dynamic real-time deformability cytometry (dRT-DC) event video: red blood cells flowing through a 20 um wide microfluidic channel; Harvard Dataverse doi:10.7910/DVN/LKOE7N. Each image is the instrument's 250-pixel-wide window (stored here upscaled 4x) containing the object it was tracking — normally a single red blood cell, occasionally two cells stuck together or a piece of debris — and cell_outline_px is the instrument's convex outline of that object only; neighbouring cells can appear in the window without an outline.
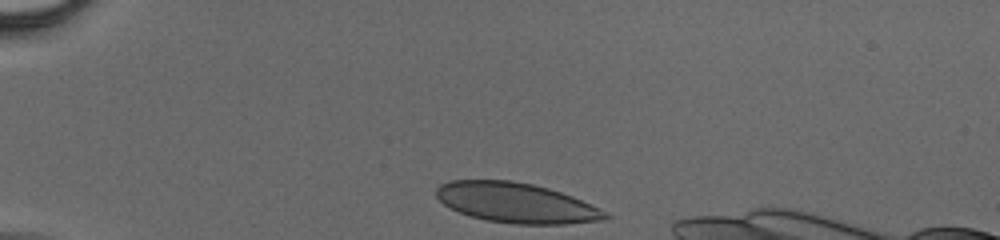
{"species": "human", "species_latin": "Homo sapiens", "temperature_condition": "cold", "stored_images_in_passage": 35, "camera_frame_rate_fps": 3000, "um_per_image_px": 0.085, "donor": {"sex": "male"}, "frame": {"image": 1, "passage_image": 1, "time_ms": 0.0, "image_size_px": [1000, 240], "cell_outline_px": [[612, 216], [600, 220], [564, 224], [516, 224], [488, 220], [472, 216], [460, 212], [444, 204], [436, 196], [436, 188], [440, 184], [452, 180], [512, 180], [532, 184], [548, 188], [572, 196]], "centroid_in_image_um": [43.83, 17.23], "position_along_channel_um": 41.2, "area_um2": 38.78}}
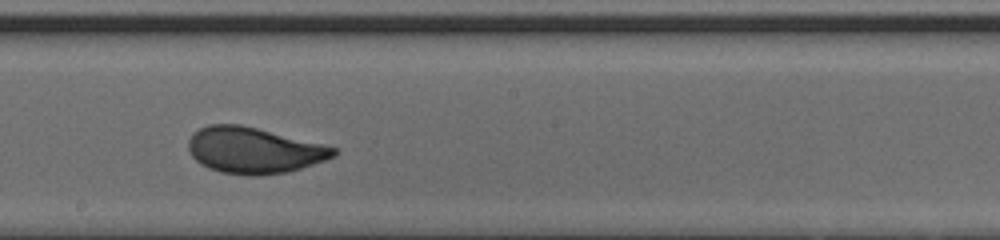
{"frame": {"image": 2, "passage_image": 20, "time_ms": 6.333, "image_size_px": [1000, 240], "cell_outline_px": [[340, 148], [336, 156], [288, 172], [256, 176], [248, 176], [220, 172], [208, 168], [200, 164], [192, 156], [188, 148], [188, 140], [192, 132], [208, 124], [240, 124]], "centroid_in_image_um": [21.57, 12.78], "position_along_channel_um": 226.6, "area_um2": 39.19}}
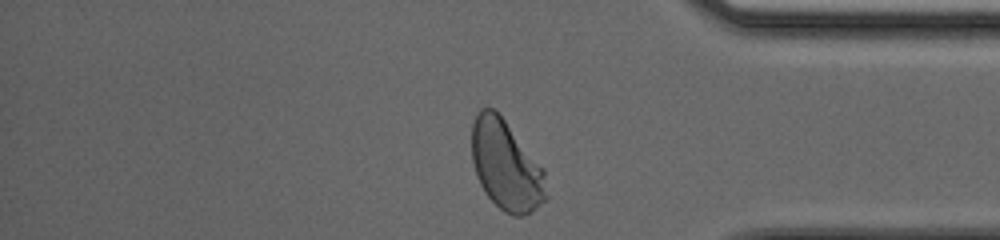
{"frame": {"image": 3, "passage_image": 34, "time_ms": 11.0, "image_size_px": [1000, 240], "cell_outline_px": [[548, 196], [544, 200], [524, 216], [512, 216], [504, 212], [484, 192], [476, 176], [472, 160], [472, 124], [480, 108], [492, 108], [504, 120], [544, 168]], "centroid_in_image_um": [43.01, 14.08], "position_along_channel_um": 392.2, "area_um2": 38.73}}